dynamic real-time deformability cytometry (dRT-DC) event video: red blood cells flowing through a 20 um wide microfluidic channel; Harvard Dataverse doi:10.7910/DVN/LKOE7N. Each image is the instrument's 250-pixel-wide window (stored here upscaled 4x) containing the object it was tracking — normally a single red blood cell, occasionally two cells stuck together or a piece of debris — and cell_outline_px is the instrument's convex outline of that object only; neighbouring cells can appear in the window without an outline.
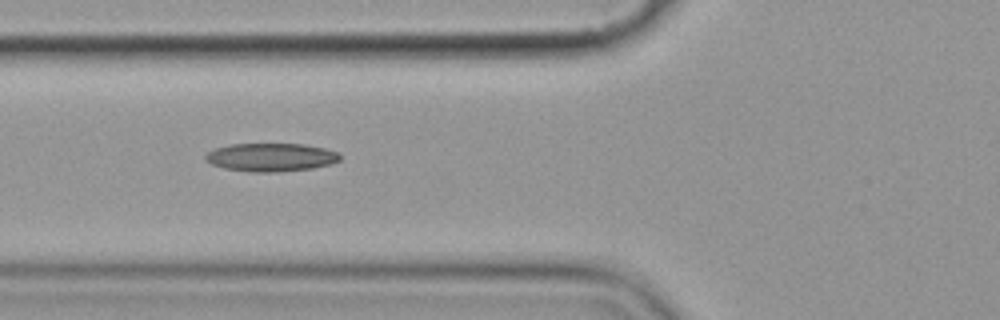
{"species": "common noctule bat (a hibernating species)", "species_latin": "Nyctalus noctula", "temperature_condition": "cold", "stored_images_in_passage": 4, "camera_frame_rate_fps": 3000, "um_per_image_px": 0.085, "animal": {"sex": "female", "body_mass_g": 19.9}, "frame": {"image": 1, "passage_image": 3, "time_ms": 3.333, "image_size_px": [1000, 320], "cell_outline_px": [[340, 160], [328, 164], [312, 168], [272, 172], [252, 172], [224, 168], [212, 164], [204, 156], [208, 152], [216, 148], [232, 144], [304, 144], [324, 148], [336, 152], [340, 156]], "centroid_in_image_um": [23.02, 13.36], "position_along_channel_um": 102.8, "area_um2": 21.79}}
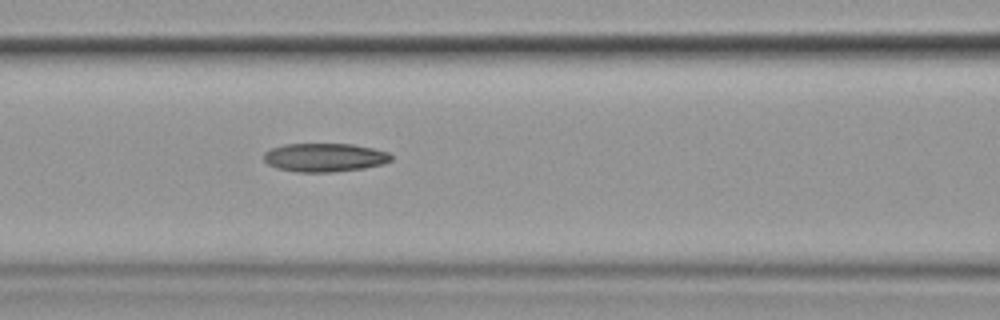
{"frame": {"image": 2, "passage_image": 4, "time_ms": 4.333, "image_size_px": [1000, 320], "cell_outline_px": [[392, 160], [384, 164], [364, 168], [332, 172], [296, 172], [276, 168], [268, 164], [264, 160], [264, 152], [272, 148], [284, 144], [352, 144], [372, 148], [388, 152], [392, 156]], "centroid_in_image_um": [27.59, 13.39], "position_along_channel_um": 139.0, "area_um2": 21.27}}